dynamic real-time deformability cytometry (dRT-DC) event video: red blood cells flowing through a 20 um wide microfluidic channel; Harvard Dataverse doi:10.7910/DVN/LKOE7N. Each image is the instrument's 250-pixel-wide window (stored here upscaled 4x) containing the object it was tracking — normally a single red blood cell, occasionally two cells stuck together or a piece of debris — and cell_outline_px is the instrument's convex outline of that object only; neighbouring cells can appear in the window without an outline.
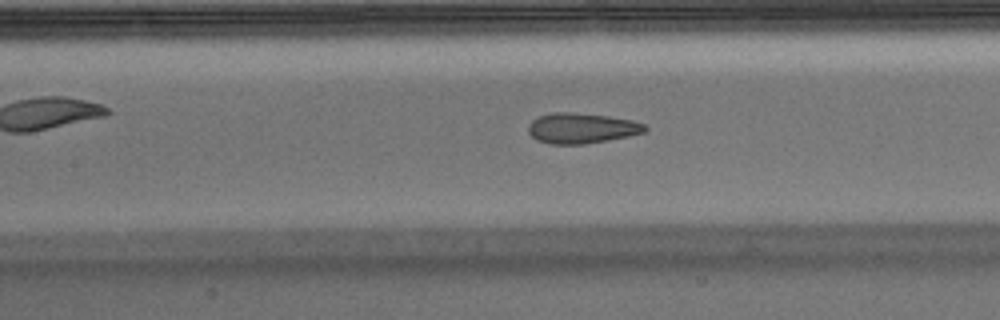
{"species": "Egyptian fruit bat (a non-hibernating species)", "species_latin": "Rousettus aegyptiacus", "temperature_condition": "warm", "stored_images_in_passage": 52, "camera_frame_rate_fps": 3000, "um_per_image_px": 0.085, "animal": {"sex": "male"}, "frame": {"image": 1, "passage_image": 23, "time_ms": 7.333, "image_size_px": [1000, 320], "cell_outline_px": [[648, 128], [644, 132], [628, 136], [608, 140], [584, 144], [552, 144], [536, 140], [528, 132], [528, 124], [532, 120], [540, 116], [552, 112], [572, 112], [608, 116], [632, 120], [644, 124]], "centroid_in_image_um": [49.41, 10.89], "position_along_channel_um": 158.0, "area_um2": 20.63}}
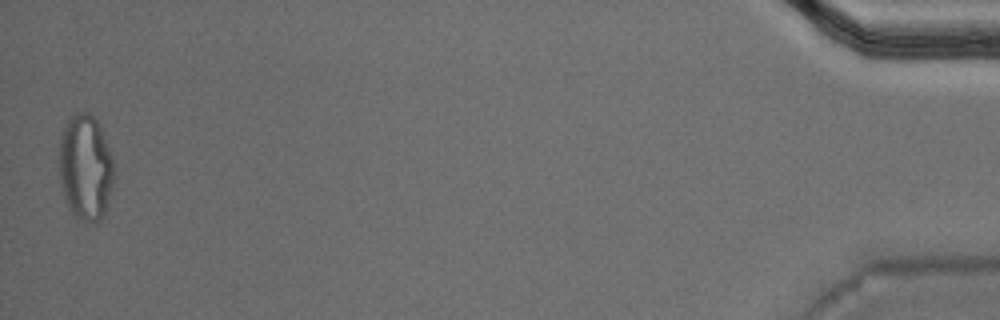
{"frame": {"image": 2, "passage_image": 52, "time_ms": 17.0, "image_size_px": [1000, 320], "cell_outline_px": [[116, 176], [104, 216], [100, 220], [84, 220], [76, 216], [68, 208], [60, 184], [60, 140], [68, 116], [76, 112], [88, 112], [96, 120], [104, 136], [112, 156]], "centroid_in_image_um": [7.29, 14.22], "position_along_channel_um": 427.9, "area_um2": 33.87}, "authors_computed_cell_mechanics": {"area_um2": 20.9814, "velocity_mm_per_s": 3.7943, "shape_relaxation_time_tau1_ms": null, "shape_relaxation_time_tau2_ms": 1.383, "deformation_change_tau1": null, "deformation_change_tau2": 0.0729}}